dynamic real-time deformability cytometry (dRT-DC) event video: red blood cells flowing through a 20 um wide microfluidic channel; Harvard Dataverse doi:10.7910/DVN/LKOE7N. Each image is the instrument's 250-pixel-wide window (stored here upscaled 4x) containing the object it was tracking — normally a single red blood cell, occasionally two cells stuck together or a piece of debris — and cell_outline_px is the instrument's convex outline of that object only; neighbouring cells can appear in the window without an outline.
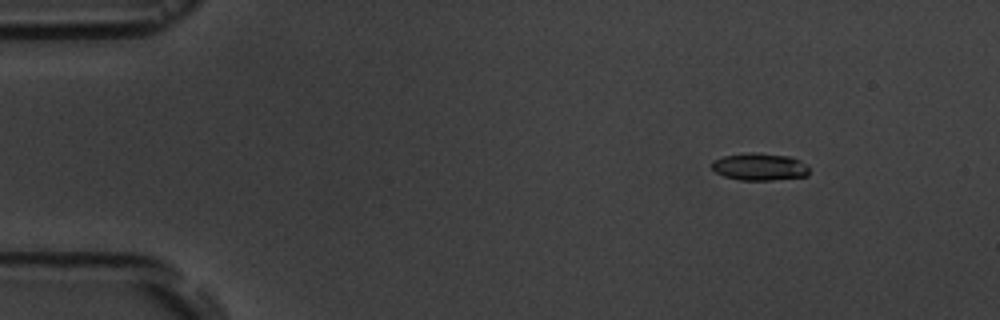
{"species": "common noctule bat (a hibernating species)", "species_latin": "Nyctalus noctula", "temperature_condition": "room temperature", "stored_images_in_passage": 51, "camera_frame_rate_fps": 3000, "um_per_image_px": 0.085, "animal": {"sex": "male", "body_mass_g": 19.5, "forearm_length_mm": 54.6}, "frame": {"image": 1, "passage_image": 2, "time_ms": 0.333, "image_size_px": [1000, 320], "cell_outline_px": [[808, 176], [772, 180], [740, 180], [724, 176], [716, 172], [712, 168], [712, 160], [724, 156], [752, 152], [792, 156], [800, 160], [808, 168]], "centroid_in_image_um": [64.57, 14.17], "position_along_channel_um": 20.4, "area_um2": 15.49}}
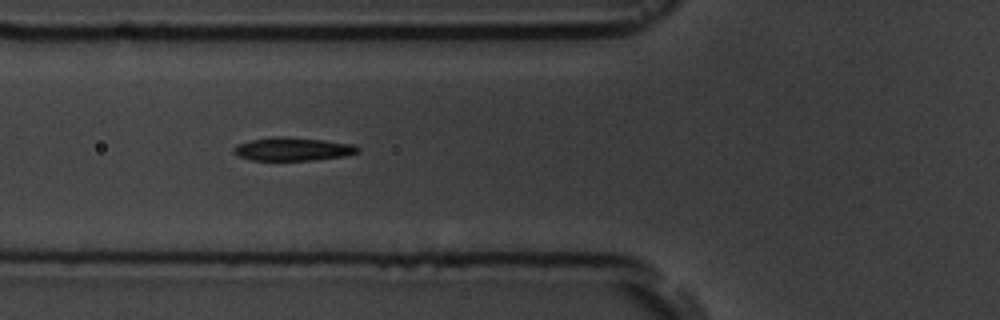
{"frame": {"image": 2, "passage_image": 16, "time_ms": 5.0, "image_size_px": [1000, 320], "cell_outline_px": [[360, 152], [348, 156], [312, 160], [252, 160], [236, 156], [232, 152], [232, 148], [236, 144], [252, 140], [280, 136], [284, 136], [324, 140], [356, 144], [360, 148]], "centroid_in_image_um": [24.92, 12.67], "position_along_channel_um": 100.9, "area_um2": 17.11}}
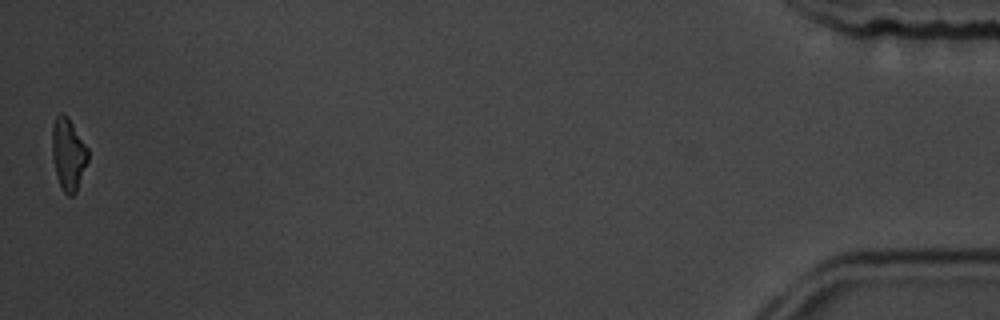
{"frame": {"image": 3, "passage_image": 51, "time_ms": 16.667, "image_size_px": [1000, 320], "cell_outline_px": [[88, 160], [76, 192], [72, 196], [68, 196], [64, 192], [60, 184], [56, 172], [52, 156], [52, 124], [56, 116], [60, 112], [68, 116], [88, 148]], "centroid_in_image_um": [5.8, 13.07], "position_along_channel_um": 429.4, "area_um2": 15.03}, "authors_computed_cell_mechanics": {"area_um2": 16.5308, "velocity_mm_per_s": 3.6304, "shape_relaxation_time_tau1_ms": 2.7347, "shape_relaxation_time_tau2_ms": 2.1315, "deformation_change_tau1": 0.1585, "deformation_change_tau2": 0.107}}